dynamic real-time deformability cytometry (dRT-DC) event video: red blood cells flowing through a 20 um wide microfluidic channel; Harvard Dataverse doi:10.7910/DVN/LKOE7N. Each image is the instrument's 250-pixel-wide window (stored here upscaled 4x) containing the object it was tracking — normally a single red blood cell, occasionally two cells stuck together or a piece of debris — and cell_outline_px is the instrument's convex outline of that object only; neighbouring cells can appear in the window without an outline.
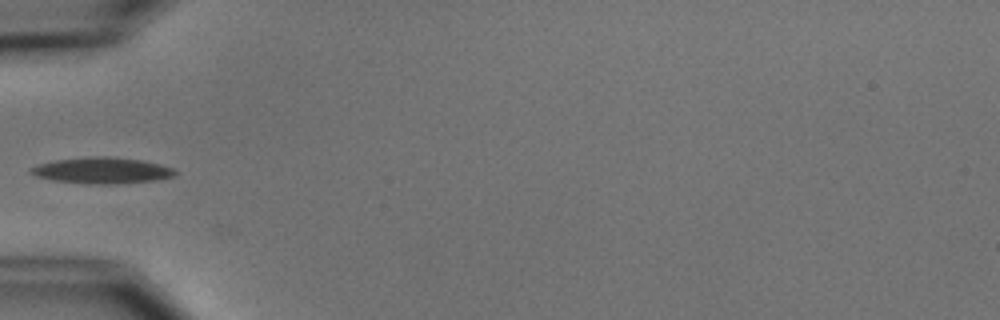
{"species": "common noctule bat (a hibernating species)", "species_latin": "Nyctalus noctula", "temperature_condition": "cold", "stored_images_in_passage": 5, "camera_frame_rate_fps": 3000, "um_per_image_px": 0.085, "animal": {"sex": "male", "body_mass_g": 15.6}, "frame": {"image": 1, "passage_image": 5, "time_ms": 4.667, "image_size_px": [1000, 320], "cell_outline_px": [[176, 176], [156, 180], [116, 184], [88, 184], [52, 180], [36, 176], [28, 172], [32, 168], [40, 164], [52, 160], [92, 156], [112, 156], [140, 160], [160, 164], [172, 168], [176, 172]], "centroid_in_image_um": [8.67, 14.49], "position_along_channel_um": 76.3, "area_um2": 22.08}}